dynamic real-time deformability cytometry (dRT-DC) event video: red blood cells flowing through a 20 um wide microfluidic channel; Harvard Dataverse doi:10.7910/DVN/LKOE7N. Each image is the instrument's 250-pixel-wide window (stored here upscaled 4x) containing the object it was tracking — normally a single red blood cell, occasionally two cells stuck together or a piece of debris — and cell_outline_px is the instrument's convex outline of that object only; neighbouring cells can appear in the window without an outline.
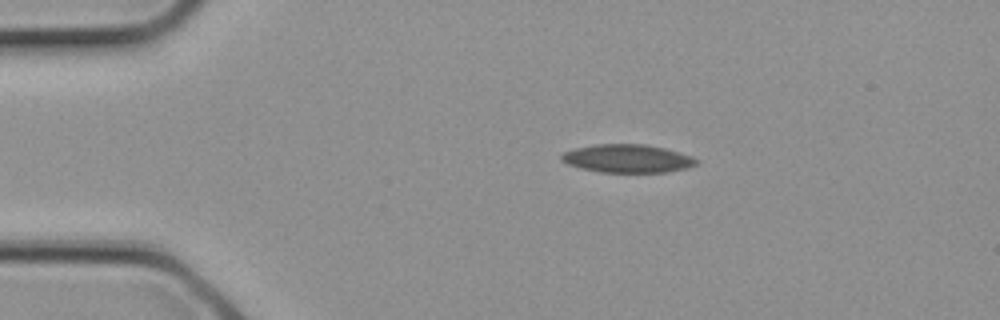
{"species": "common noctule bat (a hibernating species)", "species_latin": "Nyctalus noctula", "temperature_condition": "cold", "stored_images_in_passage": 4, "segment_of_instrument_passage": [1, 2], "camera_frame_rate_fps": 3000, "um_per_image_px": 0.085, "animal": {"sex": "female", "body_mass_g": 21.9}, "frame": {"image": 1, "passage_image": 2, "time_ms": 0.333, "image_size_px": [1000, 320], "cell_outline_px": [[700, 160], [696, 164], [688, 168], [664, 172], [600, 172], [580, 168], [568, 164], [560, 160], [560, 156], [564, 152], [576, 148], [596, 144], [644, 144], [664, 148], [692, 156]], "centroid_in_image_um": [53.33, 13.47], "position_along_channel_um": 31.7, "area_um2": 22.14}}